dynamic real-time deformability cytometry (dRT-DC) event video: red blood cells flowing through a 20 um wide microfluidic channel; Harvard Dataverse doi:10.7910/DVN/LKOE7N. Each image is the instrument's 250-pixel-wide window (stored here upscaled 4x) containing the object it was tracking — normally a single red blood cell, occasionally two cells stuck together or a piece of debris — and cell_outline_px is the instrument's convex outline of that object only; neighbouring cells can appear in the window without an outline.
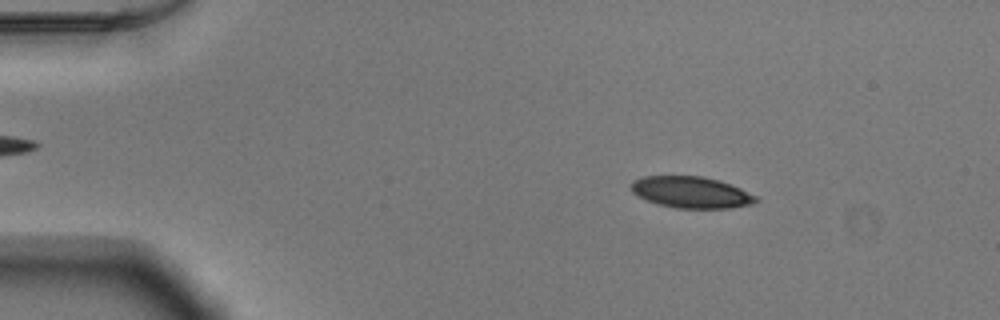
{"species": "Egyptian fruit bat (a non-hibernating species)", "species_latin": "Rousettus aegyptiacus", "temperature_condition": "warm", "stored_images_in_passage": 52, "camera_frame_rate_fps": 3000, "um_per_image_px": 0.085, "animal": {"sex": "male"}, "frame": {"image": 1, "passage_image": 8, "time_ms": 2.333, "image_size_px": [1000, 320], "cell_outline_px": [[760, 200], [752, 204], [728, 208], [676, 208], [656, 204], [632, 192], [632, 180], [644, 176], [704, 176], [720, 180], [740, 188], [756, 196]], "centroid_in_image_um": [58.77, 16.34], "position_along_channel_um": 26.2, "area_um2": 22.83}}
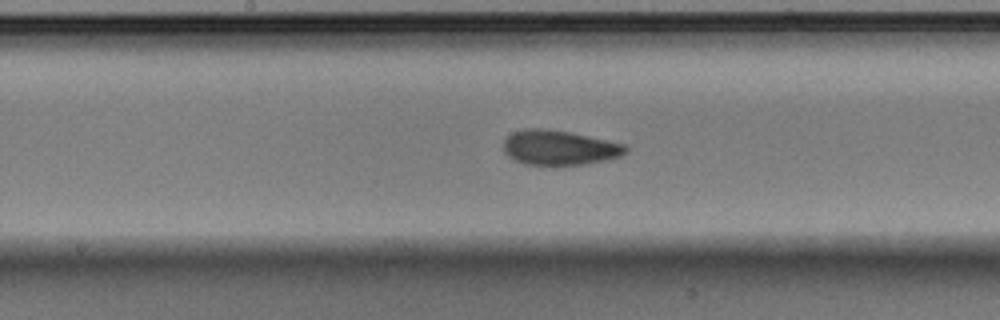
{"frame": {"image": 2, "passage_image": 27, "time_ms": 8.667, "image_size_px": [1000, 320], "cell_outline_px": [[628, 152], [620, 156], [604, 160], [584, 164], [524, 164], [512, 160], [504, 152], [504, 140], [512, 132], [524, 128], [540, 128], [568, 132], [624, 144], [628, 148]], "centroid_in_image_um": [47.5, 12.55], "position_along_channel_um": 200.7, "area_um2": 24.45}}
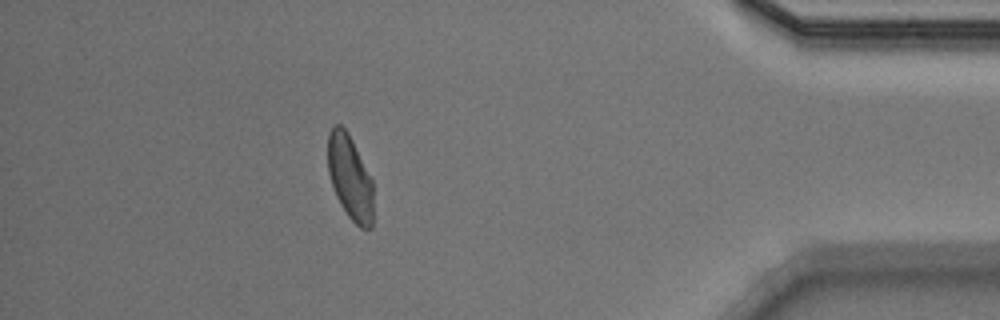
{"frame": {"image": 3, "passage_image": 46, "time_ms": 15.0, "image_size_px": [1000, 320], "cell_outline_px": [[372, 228], [360, 228], [348, 216], [340, 204], [336, 196], [328, 172], [328, 132], [332, 124], [340, 124], [348, 132], [372, 180]], "centroid_in_image_um": [29.73, 15.06], "position_along_channel_um": 405.5, "area_um2": 22.25}, "authors_computed_cell_mechanics": {"area_um2": 23.5824, "velocity_mm_per_s": 3.9075, "shape_relaxation_time_tau1_ms": 5.1813, "shape_relaxation_time_tau2_ms": 1.0838, "deformation_change_tau1": 0.1402, "deformation_change_tau2": 0.0675}}